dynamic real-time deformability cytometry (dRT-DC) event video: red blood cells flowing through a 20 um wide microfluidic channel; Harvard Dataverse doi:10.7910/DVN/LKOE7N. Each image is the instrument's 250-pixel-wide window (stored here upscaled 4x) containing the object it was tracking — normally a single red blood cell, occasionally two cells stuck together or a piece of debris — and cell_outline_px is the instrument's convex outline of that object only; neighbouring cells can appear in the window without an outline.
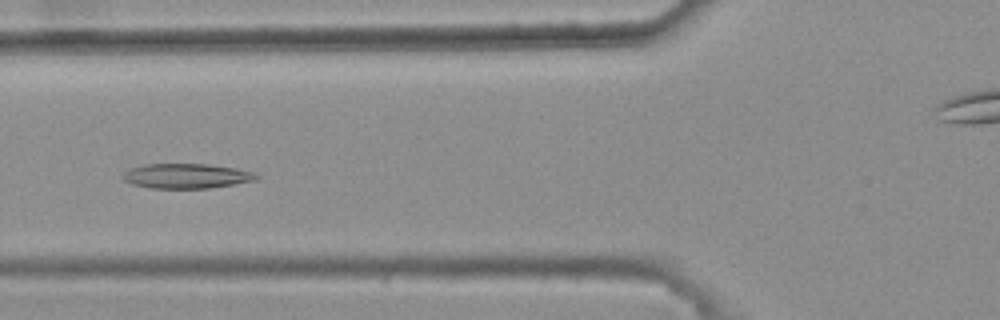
{"species": "common noctule bat (a hibernating species)", "species_latin": "Nyctalus noctula", "temperature_condition": "warm", "stored_images_in_passage": 31, "camera_frame_rate_fps": 3000, "um_per_image_px": 0.085, "animal": {"sex": "female", "body_mass_g": 25.1}, "frame": {"image": 1, "passage_image": 6, "time_ms": 1.667, "image_size_px": [1000, 320], "cell_outline_px": [[260, 176], [256, 180], [208, 188], [152, 188], [132, 184], [124, 180], [120, 176], [124, 172], [132, 168], [144, 164], [208, 164], [236, 168], [256, 172]], "centroid_in_image_um": [15.86, 14.95], "position_along_channel_um": 109.9, "area_um2": 19.31}}
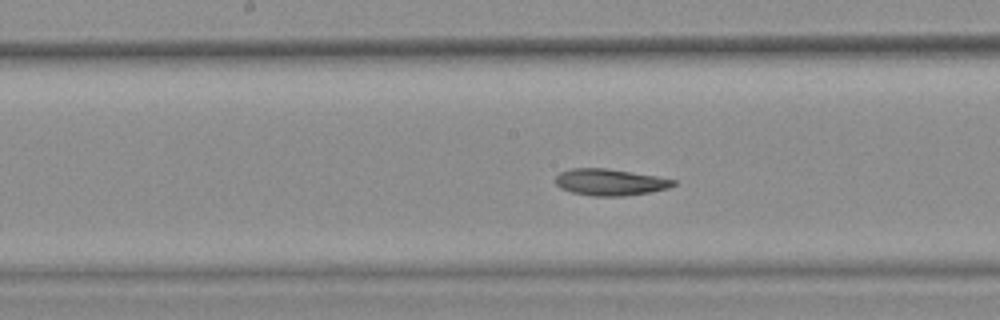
{"frame": {"image": 2, "passage_image": 13, "time_ms": 4.0, "image_size_px": [1000, 320], "cell_outline_px": [[676, 184], [668, 188], [652, 192], [624, 196], [592, 196], [572, 192], [560, 188], [556, 184], [556, 176], [560, 172], [572, 168], [608, 168], [656, 176], [676, 180]], "centroid_in_image_um": [51.86, 15.48], "position_along_channel_um": 196.3, "area_um2": 18.32}}
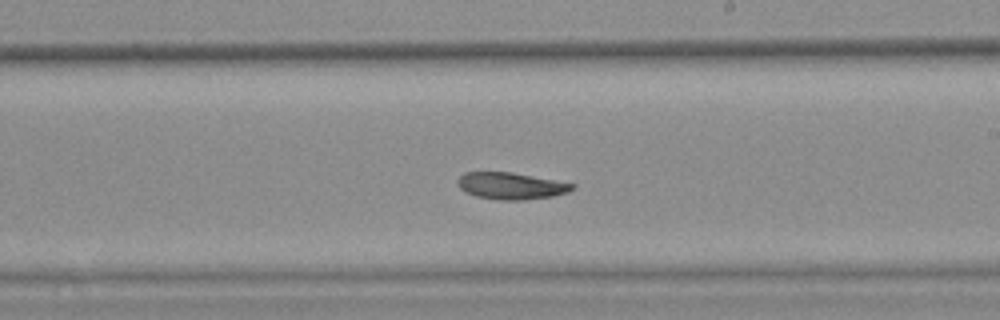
{"frame": {"image": 3, "passage_image": 17, "time_ms": 5.333, "image_size_px": [1000, 320], "cell_outline_px": [[576, 188], [568, 192], [552, 196], [524, 200], [496, 200], [476, 196], [464, 192], [460, 188], [460, 176], [464, 172], [512, 172], [576, 184]], "centroid_in_image_um": [43.47, 15.8], "position_along_channel_um": 245.5, "area_um2": 17.86}, "authors_computed_cell_mechanics": {"area_um2": 18.496, "velocity_mm_per_s": 3.7059, "shape_relaxation_time_tau1_ms": null, "shape_relaxation_time_tau2_ms": 7.6149, "deformation_change_tau1": null, "deformation_change_tau2": 0.1311}}